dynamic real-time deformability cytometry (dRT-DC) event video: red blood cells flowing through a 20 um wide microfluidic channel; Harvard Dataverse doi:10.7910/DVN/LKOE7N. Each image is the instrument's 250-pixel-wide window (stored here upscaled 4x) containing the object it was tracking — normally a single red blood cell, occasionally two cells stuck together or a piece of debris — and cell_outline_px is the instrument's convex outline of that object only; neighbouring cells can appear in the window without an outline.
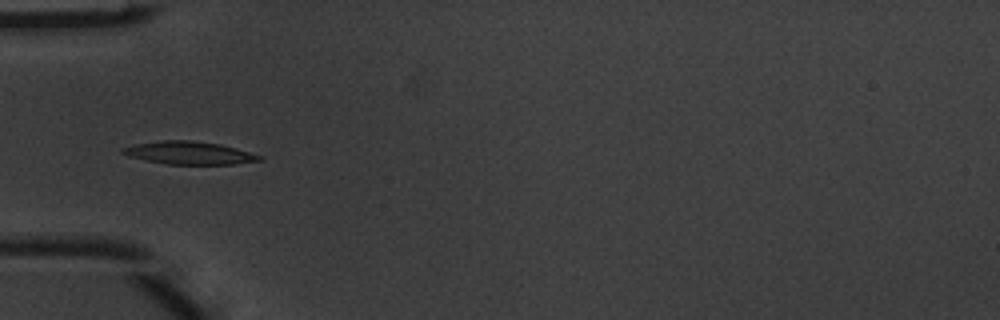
{"species": "common noctule bat (a hibernating species)", "species_latin": "Nyctalus noctula", "temperature_condition": "warm", "stored_images_in_passage": 5, "camera_frame_rate_fps": 3000, "um_per_image_px": 0.085, "animal": {"sex": "male", "body_mass_g": 20.1, "forearm_length_mm": 53.5}, "frame": {"image": 1, "passage_image": 4, "time_ms": 1.0, "image_size_px": [1000, 320], "cell_outline_px": [[264, 160], [236, 164], [168, 164], [144, 160], [128, 156], [120, 152], [120, 148], [136, 144], [160, 140], [192, 140], [220, 144], [236, 148], [264, 156]], "centroid_in_image_um": [16.1, 12.99], "position_along_channel_um": 68.9, "area_um2": 18.38}}